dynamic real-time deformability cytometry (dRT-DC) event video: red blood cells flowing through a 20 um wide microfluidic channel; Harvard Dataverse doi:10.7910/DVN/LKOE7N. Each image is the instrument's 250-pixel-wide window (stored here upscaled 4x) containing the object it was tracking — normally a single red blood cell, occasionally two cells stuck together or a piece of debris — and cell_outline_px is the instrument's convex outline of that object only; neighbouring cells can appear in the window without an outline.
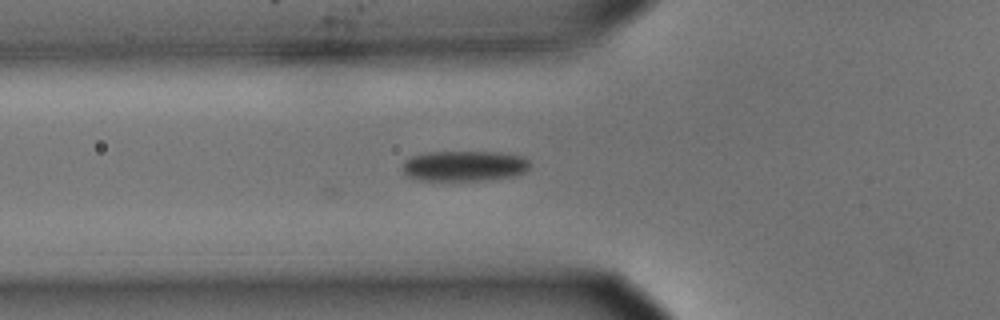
{"species": "common noctule bat (a hibernating species)", "species_latin": "Nyctalus noctula", "temperature_condition": "cold", "stored_images_in_passage": 39, "camera_frame_rate_fps": 3000, "um_per_image_px": 0.085, "animal": {"sex": "male", "body_mass_g": 15.6}, "frame": {"image": 1, "passage_image": 2, "time_ms": 0.333, "image_size_px": [1000, 320], "cell_outline_px": [[532, 164], [524, 172], [516, 176], [488, 180], [416, 180], [408, 176], [404, 172], [404, 160], [412, 156], [428, 152], [500, 152], [524, 156]], "centroid_in_image_um": [39.52, 14.1], "position_along_channel_um": 86.3, "area_um2": 22.77}}
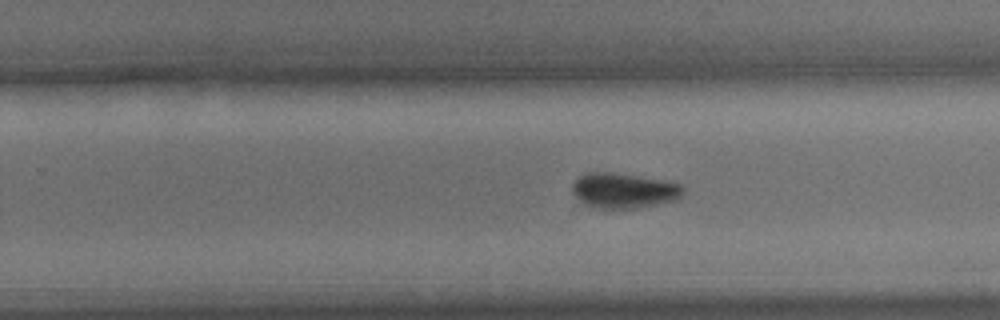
{"frame": {"image": 2, "passage_image": 18, "time_ms": 5.667, "image_size_px": [1000, 320], "cell_outline_px": [[684, 192], [680, 196], [672, 200], [640, 208], [592, 208], [584, 204], [572, 192], [572, 184], [580, 176], [588, 172], [612, 172], [664, 180], [680, 184], [684, 188]], "centroid_in_image_um": [52.99, 16.19], "position_along_channel_um": 276.8, "area_um2": 22.6}}
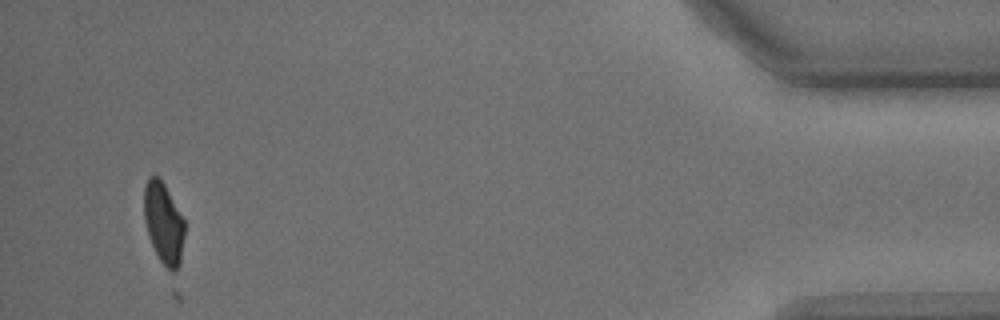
{"frame": {"image": 3, "passage_image": 36, "time_ms": 11.667, "image_size_px": [1000, 320], "cell_outline_px": [[184, 236], [180, 264], [176, 272], [172, 272], [160, 260], [148, 236], [144, 220], [144, 188], [148, 176], [156, 176], [164, 184], [184, 220]], "centroid_in_image_um": [13.9, 18.98], "position_along_channel_um": 421.3, "area_um2": 18.96}}